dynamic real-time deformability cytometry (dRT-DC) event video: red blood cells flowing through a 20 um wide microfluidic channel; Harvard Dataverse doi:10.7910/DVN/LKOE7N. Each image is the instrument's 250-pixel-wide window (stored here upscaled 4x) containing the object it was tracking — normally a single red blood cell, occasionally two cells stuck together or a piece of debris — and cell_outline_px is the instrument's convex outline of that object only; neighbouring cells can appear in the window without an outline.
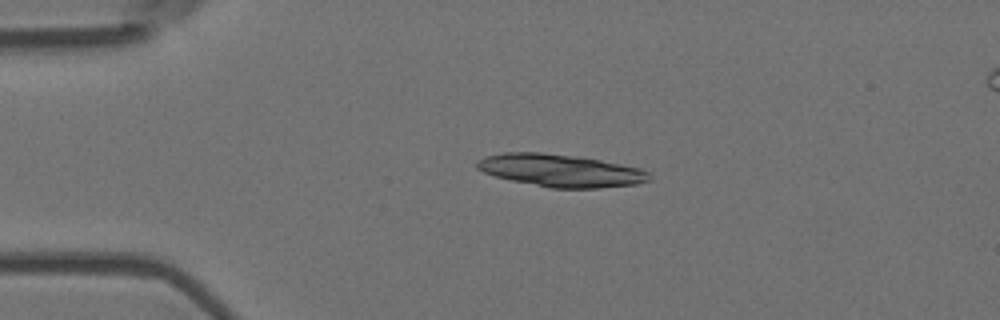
{"species": "Egyptian fruit bat (a non-hibernating species)", "species_latin": "Rousettus aegyptiacus", "temperature_condition": "room temperature", "stored_images_in_passage": 43, "camera_frame_rate_fps": 3000, "um_per_image_px": 0.085, "animal": {"sex": "female"}, "frame": {"image": 1, "passage_image": 1, "time_ms": 0.0, "image_size_px": [1000, 320], "cell_outline_px": [[652, 180], [636, 184], [600, 188], [552, 188], [512, 180], [496, 176], [484, 172], [476, 168], [476, 160], [484, 156], [504, 152], [540, 152], [576, 156], [600, 160], [640, 168], [648, 172]], "centroid_in_image_um": [47.64, 14.49], "position_along_channel_um": 37.4, "area_um2": 32.6}}